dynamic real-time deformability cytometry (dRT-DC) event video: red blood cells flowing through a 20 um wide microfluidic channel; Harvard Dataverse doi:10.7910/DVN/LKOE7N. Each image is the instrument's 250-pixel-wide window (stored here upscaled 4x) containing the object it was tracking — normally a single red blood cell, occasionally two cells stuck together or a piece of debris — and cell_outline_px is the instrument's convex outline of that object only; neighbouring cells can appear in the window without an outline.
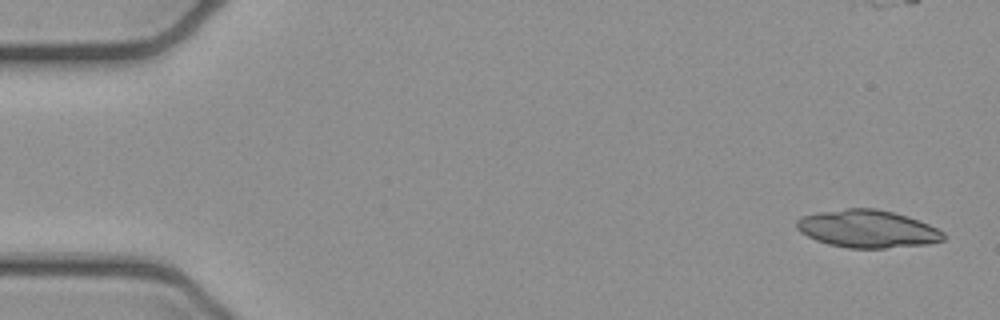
{"species": "common noctule bat (a hibernating species)", "species_latin": "Nyctalus noctula", "temperature_condition": "cold", "stored_images_in_passage": 6, "camera_frame_rate_fps": 3000, "um_per_image_px": 0.085, "animal": {"sex": "female", "body_mass_g": 21.9}, "frame": {"image": 1, "passage_image": 1, "time_ms": 0.0, "image_size_px": [1000, 320], "cell_outline_px": [[944, 240], [928, 244], [884, 248], [848, 248], [828, 244], [816, 240], [800, 232], [796, 228], [796, 220], [800, 216], [816, 212], [844, 208], [876, 208], [908, 216], [928, 224], [944, 232]], "centroid_in_image_um": [73.7, 19.44], "position_along_channel_um": 11.3, "area_um2": 32.37}}